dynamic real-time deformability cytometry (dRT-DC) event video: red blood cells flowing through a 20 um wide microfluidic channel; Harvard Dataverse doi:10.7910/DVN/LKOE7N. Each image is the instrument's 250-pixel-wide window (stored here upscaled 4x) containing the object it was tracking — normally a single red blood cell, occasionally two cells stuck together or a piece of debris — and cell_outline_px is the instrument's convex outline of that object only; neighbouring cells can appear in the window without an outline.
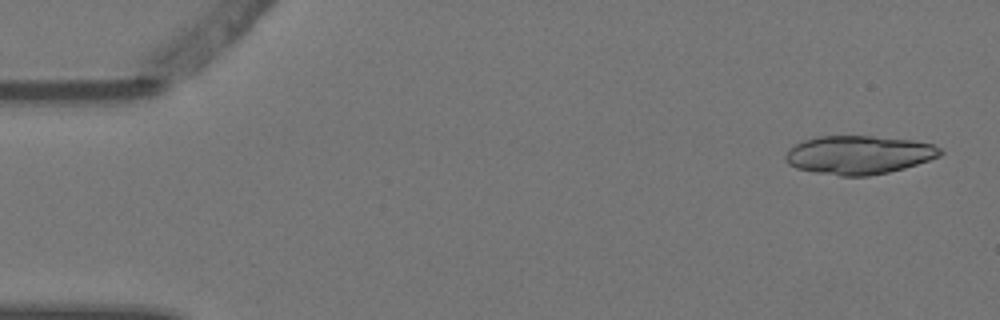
{"species": "Egyptian fruit bat (a non-hibernating species)", "species_latin": "Rousettus aegyptiacus", "temperature_condition": "warm", "stored_images_in_passage": 6, "camera_frame_rate_fps": 3000, "um_per_image_px": 0.085, "animal": {"sex": "female"}, "frame": {"image": 1, "passage_image": 1, "time_ms": 0.0, "image_size_px": [1000, 320], "cell_outline_px": [[944, 152], [940, 156], [904, 168], [888, 172], [868, 176], [840, 176], [816, 172], [796, 168], [788, 164], [784, 156], [796, 144], [804, 140], [816, 136], [872, 136], [912, 140], [932, 144], [940, 148]], "centroid_in_image_um": [73.01, 13.16], "position_along_channel_um": 12.0, "area_um2": 34.56}}